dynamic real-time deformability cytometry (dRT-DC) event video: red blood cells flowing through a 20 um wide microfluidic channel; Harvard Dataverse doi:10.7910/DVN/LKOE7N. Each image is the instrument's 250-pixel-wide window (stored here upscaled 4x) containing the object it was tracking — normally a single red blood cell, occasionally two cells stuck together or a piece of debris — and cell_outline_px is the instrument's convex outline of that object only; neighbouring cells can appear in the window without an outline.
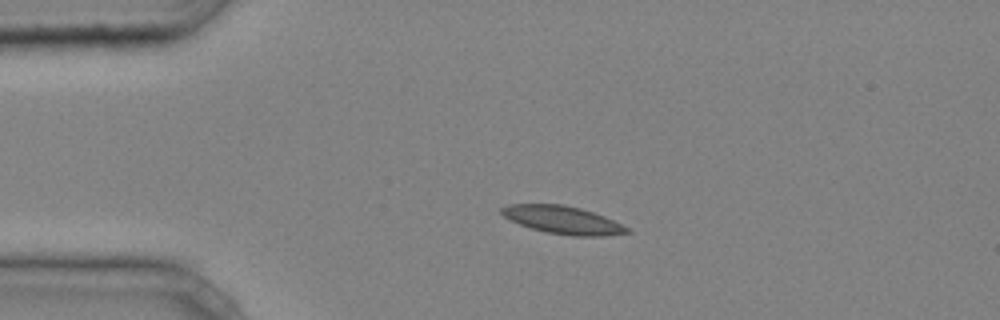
{"species": "common noctule bat (a hibernating species)", "species_latin": "Nyctalus noctula", "temperature_condition": "cold", "stored_images_in_passage": 36, "camera_frame_rate_fps": 3000, "um_per_image_px": 0.085, "animal": {"sex": "male", "body_mass_g": 20.4}, "frame": {"image": 1, "passage_image": 1, "time_ms": 0.0, "image_size_px": [1000, 320], "cell_outline_px": [[632, 232], [604, 236], [572, 236], [548, 232], [532, 228], [520, 224], [504, 216], [500, 212], [500, 208], [508, 204], [564, 204], [580, 208], [604, 216], [628, 228]], "centroid_in_image_um": [47.83, 18.69], "position_along_channel_um": 37.2, "area_um2": 20.11}}
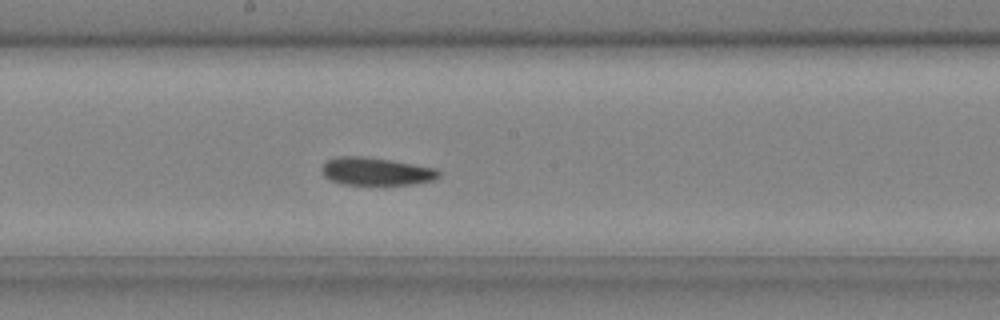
{"frame": {"image": 2, "passage_image": 16, "time_ms": 5.0, "image_size_px": [1000, 320], "cell_outline_px": [[440, 176], [432, 180], [416, 184], [384, 188], [344, 184], [332, 180], [324, 176], [320, 168], [328, 160], [340, 156], [364, 156], [392, 160], [436, 168], [440, 172]], "centroid_in_image_um": [32.01, 14.62], "position_along_channel_um": 216.2, "area_um2": 19.88}}
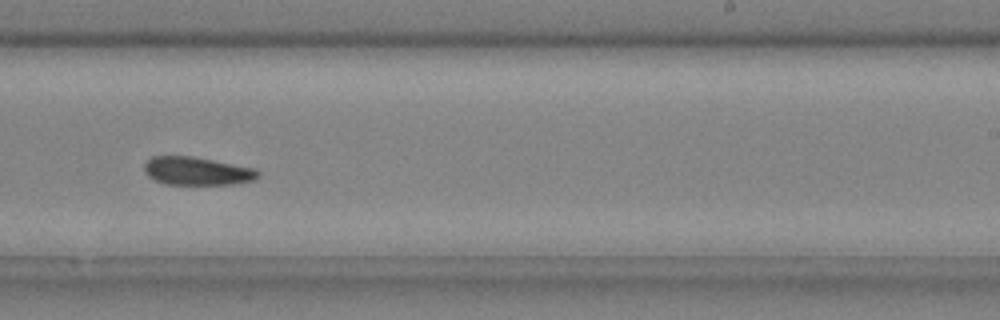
{"frame": {"image": 3, "passage_image": 20, "time_ms": 6.333, "image_size_px": [1000, 320], "cell_outline_px": [[260, 176], [252, 180], [232, 184], [164, 184], [148, 176], [144, 172], [144, 164], [152, 156], [192, 156], [256, 168], [260, 172]], "centroid_in_image_um": [16.75, 14.53], "position_along_channel_um": 272.3, "area_um2": 18.67}}